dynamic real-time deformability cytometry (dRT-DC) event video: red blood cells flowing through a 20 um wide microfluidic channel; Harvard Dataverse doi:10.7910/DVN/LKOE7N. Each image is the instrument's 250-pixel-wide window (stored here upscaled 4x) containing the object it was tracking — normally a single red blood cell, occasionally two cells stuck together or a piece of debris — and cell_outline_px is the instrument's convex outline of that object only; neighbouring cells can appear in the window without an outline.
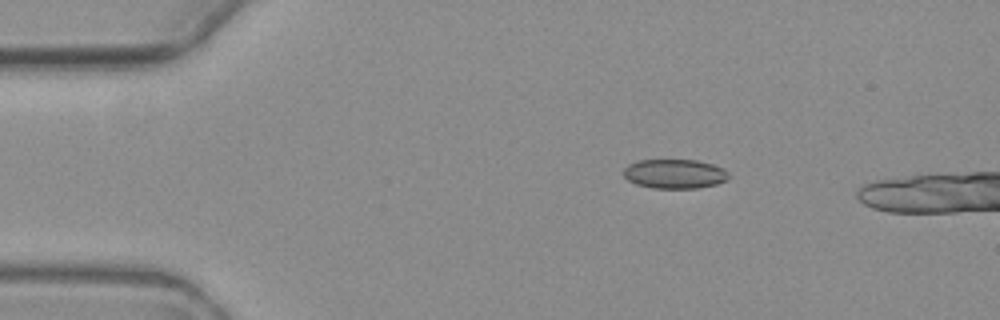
{"species": "common noctule bat (a hibernating species)", "species_latin": "Nyctalus noctula", "temperature_condition": "warm", "stored_images_in_passage": 4, "camera_frame_rate_fps": 3000, "um_per_image_px": 0.085, "animal": {"sex": "female", "body_mass_g": 19.3, "forearm_length_mm": 54.1}, "frame": {"image": 1, "passage_image": 1, "time_ms": 0.0, "image_size_px": [1000, 320], "cell_outline_px": [[728, 180], [716, 184], [696, 188], [652, 188], [636, 184], [628, 180], [624, 176], [624, 168], [628, 164], [636, 160], [696, 160], [712, 164], [724, 168], [728, 172]], "centroid_in_image_um": [57.34, 14.77], "position_along_channel_um": 27.7, "area_um2": 18.03}}